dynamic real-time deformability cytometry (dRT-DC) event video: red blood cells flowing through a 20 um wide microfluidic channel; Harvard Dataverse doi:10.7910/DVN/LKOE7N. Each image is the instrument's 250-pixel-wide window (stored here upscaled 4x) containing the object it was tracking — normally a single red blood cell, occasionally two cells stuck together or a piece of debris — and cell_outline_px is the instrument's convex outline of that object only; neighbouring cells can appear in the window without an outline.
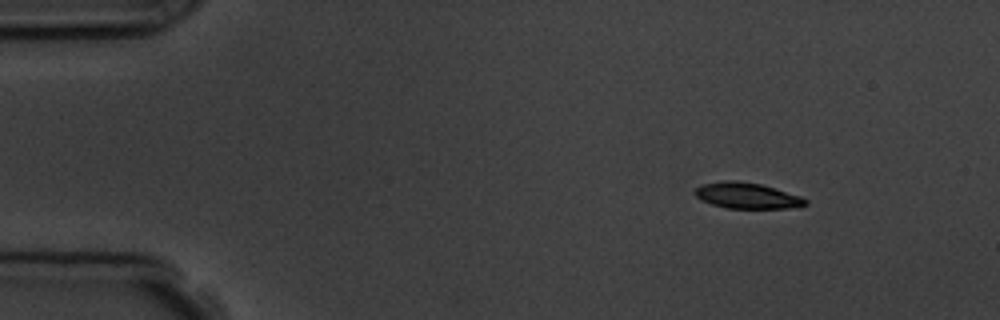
{"species": "common noctule bat (a hibernating species)", "species_latin": "Nyctalus noctula", "temperature_condition": "room temperature", "stored_images_in_passage": 6, "camera_frame_rate_fps": 3000, "um_per_image_px": 0.085, "animal": {"sex": "male", "body_mass_g": 19.5, "forearm_length_mm": 54.6}, "frame": {"image": 1, "passage_image": 1, "time_ms": 0.0, "image_size_px": [1000, 320], "cell_outline_px": [[808, 204], [788, 208], [724, 208], [712, 204], [696, 196], [692, 192], [696, 188], [704, 184], [724, 180], [736, 180], [760, 184], [800, 196], [808, 200]], "centroid_in_image_um": [63.48, 16.63], "position_along_channel_um": 21.5, "area_um2": 16.47}}
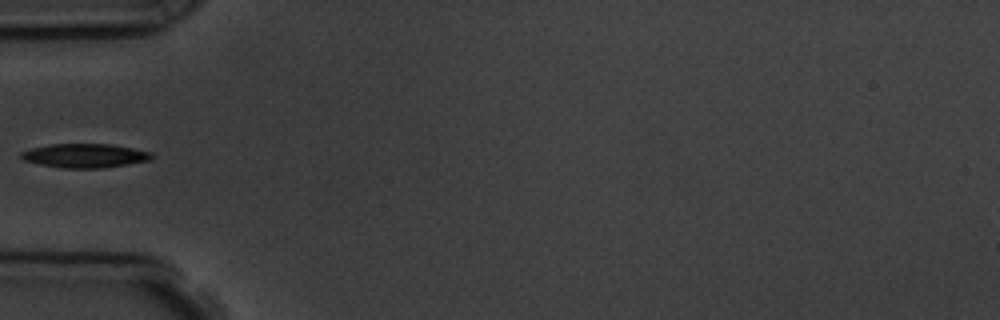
{"frame": {"image": 2, "passage_image": 4, "time_ms": 3.667, "image_size_px": [1000, 320], "cell_outline_px": [[152, 160], [104, 168], [60, 168], [40, 164], [24, 160], [20, 156], [20, 152], [32, 148], [52, 144], [112, 144], [152, 152]], "centroid_in_image_um": [7.23, 13.23], "position_along_channel_um": 77.8, "area_um2": 18.26}}